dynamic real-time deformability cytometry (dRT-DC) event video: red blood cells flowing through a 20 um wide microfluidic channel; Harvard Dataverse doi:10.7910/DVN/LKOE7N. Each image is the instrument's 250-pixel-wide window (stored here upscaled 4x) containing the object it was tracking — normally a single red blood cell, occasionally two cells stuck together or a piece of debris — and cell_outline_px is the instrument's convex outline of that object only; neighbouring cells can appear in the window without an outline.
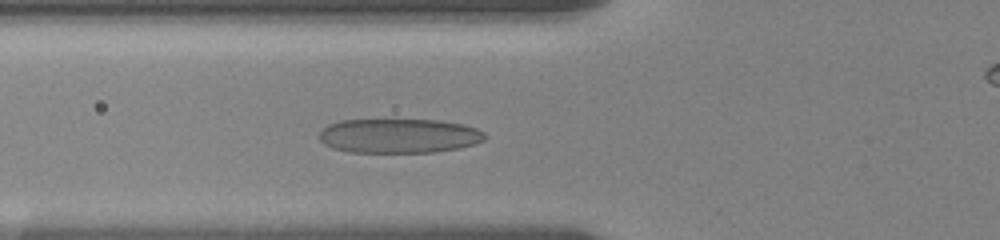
{"species": "human", "species_latin": "Homo sapiens", "temperature_condition": "room temperature", "stored_images_in_passage": 28, "camera_frame_rate_fps": 3000, "um_per_image_px": 0.085, "donor": {"sex": "female"}, "frame": {"image": 1, "passage_image": 9, "time_ms": 5.333, "image_size_px": [1000, 240], "cell_outline_px": [[488, 136], [484, 140], [460, 148], [432, 152], [348, 152], [332, 148], [324, 144], [320, 140], [320, 132], [328, 124], [340, 120], [436, 120], [464, 124], [476, 128], [484, 132]], "centroid_in_image_um": [33.91, 11.54], "position_along_channel_um": 91.9, "area_um2": 33.23}}
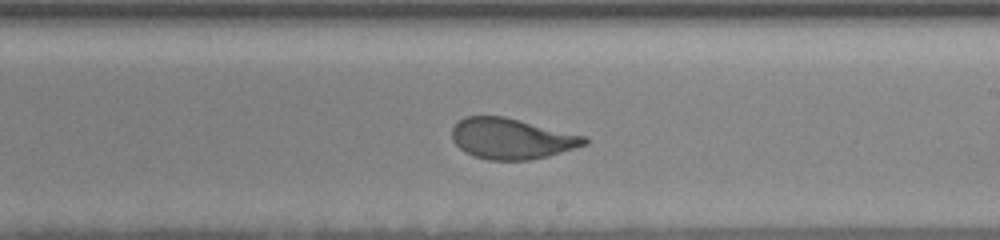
{"frame": {"image": 2, "passage_image": 16, "time_ms": 9.667, "image_size_px": [1000, 240], "cell_outline_px": [[588, 144], [548, 156], [528, 160], [488, 160], [472, 156], [464, 152], [452, 140], [452, 128], [464, 116], [504, 116], [588, 136]], "centroid_in_image_um": [43.5, 11.78], "position_along_channel_um": 245.5, "area_um2": 31.67}}
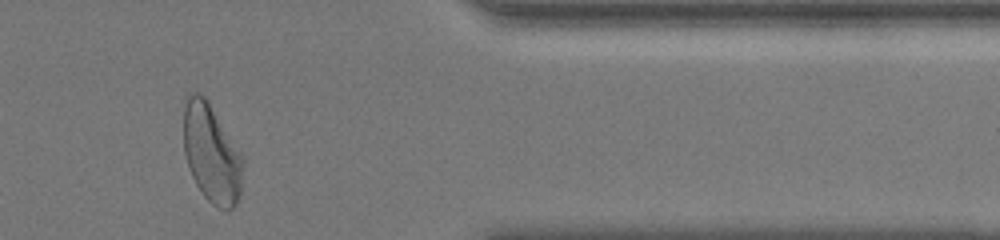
{"frame": {"image": 3, "passage_image": 23, "time_ms": 14.333, "image_size_px": [1000, 240], "cell_outline_px": [[244, 164], [240, 192], [236, 204], [228, 212], [224, 212], [216, 208], [204, 196], [196, 184], [192, 176], [184, 152], [184, 96], [188, 92], [196, 92], [204, 96], [208, 100], [244, 156]], "centroid_in_image_um": [17.99, 13.04], "position_along_channel_um": 393.4, "area_um2": 34.74}, "authors_computed_cell_mechanics": {"area_um2": 33.7552, "velocity_mm_per_s": 3.5284, "shape_relaxation_time_tau1_ms": 3.8525, "shape_relaxation_time_tau2_ms": null, "deformation_change_tau1": 0.1686, "deformation_change_tau2": null}}